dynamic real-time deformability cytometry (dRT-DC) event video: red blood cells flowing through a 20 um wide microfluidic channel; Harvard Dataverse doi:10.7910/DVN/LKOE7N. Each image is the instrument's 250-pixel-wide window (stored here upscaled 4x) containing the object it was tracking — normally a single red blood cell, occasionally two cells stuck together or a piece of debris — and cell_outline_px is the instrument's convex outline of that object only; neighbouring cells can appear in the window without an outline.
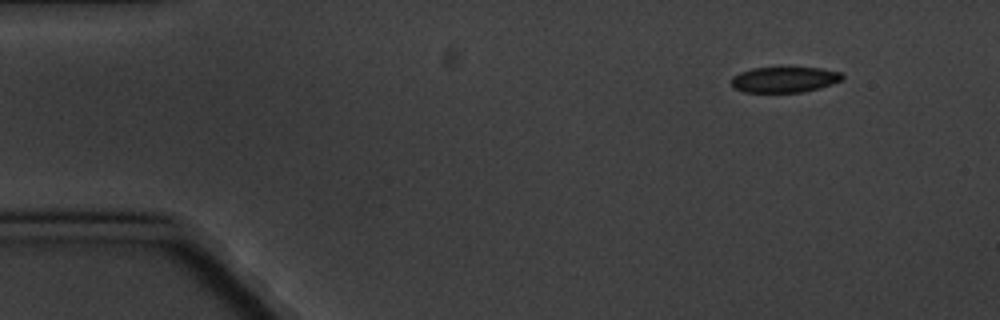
{"species": "common noctule bat (a hibernating species)", "species_latin": "Nyctalus noctula", "temperature_condition": "cold", "stored_images_in_passage": 4, "camera_frame_rate_fps": 3000, "um_per_image_px": 0.085, "animal": {"sex": "male", "body_mass_g": 20.1, "forearm_length_mm": 53.5}, "frame": {"image": 1, "passage_image": 1, "time_ms": 0.0, "image_size_px": [1000, 320], "cell_outline_px": [[844, 76], [840, 80], [832, 84], [820, 88], [804, 92], [744, 92], [732, 88], [732, 76], [740, 72], [752, 68], [820, 68], [840, 72]], "centroid_in_image_um": [66.65, 6.77], "position_along_channel_um": 18.3, "area_um2": 16.53}}
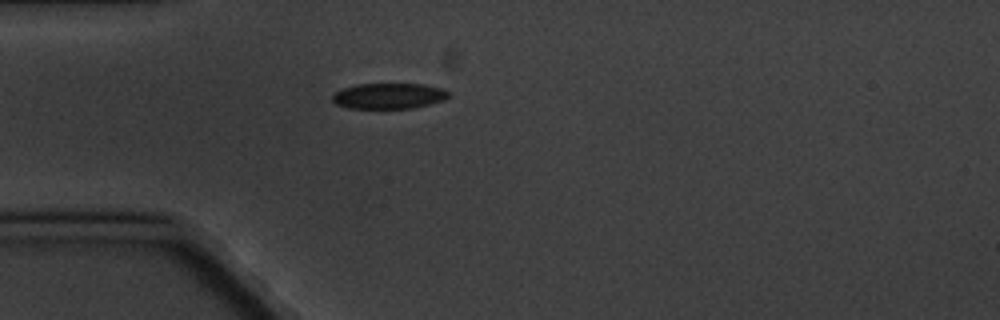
{"frame": {"image": 2, "passage_image": 3, "time_ms": 3.333, "image_size_px": [1000, 320], "cell_outline_px": [[448, 96], [444, 100], [412, 108], [348, 108], [336, 104], [332, 100], [332, 96], [336, 92], [344, 88], [356, 84], [424, 84], [444, 88], [448, 92]], "centroid_in_image_um": [33.05, 8.15], "position_along_channel_um": 51.9, "area_um2": 17.28}}